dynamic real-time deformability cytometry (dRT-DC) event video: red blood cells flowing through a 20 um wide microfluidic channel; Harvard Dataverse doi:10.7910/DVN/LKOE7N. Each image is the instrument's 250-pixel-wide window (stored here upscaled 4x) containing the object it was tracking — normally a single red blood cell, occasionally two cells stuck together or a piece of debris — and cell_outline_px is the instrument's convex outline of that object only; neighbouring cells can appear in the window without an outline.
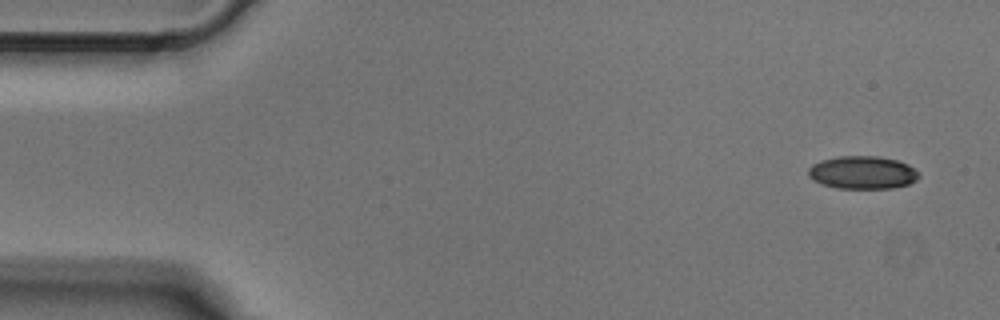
{"species": "Egyptian fruit bat (a non-hibernating species)", "species_latin": "Rousettus aegyptiacus", "temperature_condition": "cold", "stored_images_in_passage": 5, "camera_frame_rate_fps": 3000, "um_per_image_px": 0.085, "animal": {"sex": "male"}, "frame": {"image": 1, "passage_image": 1, "time_ms": 0.0, "image_size_px": [1000, 320], "cell_outline_px": [[920, 176], [916, 180], [908, 184], [892, 188], [836, 188], [820, 184], [812, 180], [808, 176], [808, 168], [812, 164], [820, 160], [836, 156], [876, 156], [896, 160], [908, 164], [920, 172]], "centroid_in_image_um": [73.29, 14.66], "position_along_channel_um": 11.7, "area_um2": 21.44}}
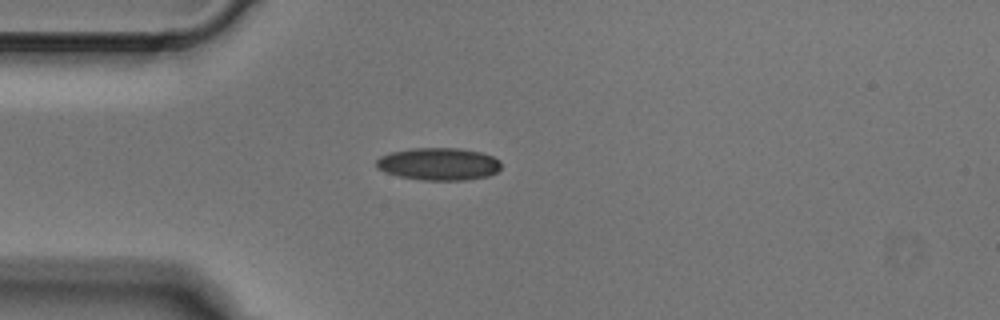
{"frame": {"image": 2, "passage_image": 4, "time_ms": 1.0, "image_size_px": [1000, 320], "cell_outline_px": [[500, 168], [496, 172], [488, 176], [464, 180], [424, 180], [400, 176], [384, 172], [376, 168], [376, 160], [380, 156], [392, 152], [412, 148], [460, 148], [480, 152], [492, 156], [500, 160]], "centroid_in_image_um": [37.28, 13.93], "position_along_channel_um": 47.7, "area_um2": 23.58}}